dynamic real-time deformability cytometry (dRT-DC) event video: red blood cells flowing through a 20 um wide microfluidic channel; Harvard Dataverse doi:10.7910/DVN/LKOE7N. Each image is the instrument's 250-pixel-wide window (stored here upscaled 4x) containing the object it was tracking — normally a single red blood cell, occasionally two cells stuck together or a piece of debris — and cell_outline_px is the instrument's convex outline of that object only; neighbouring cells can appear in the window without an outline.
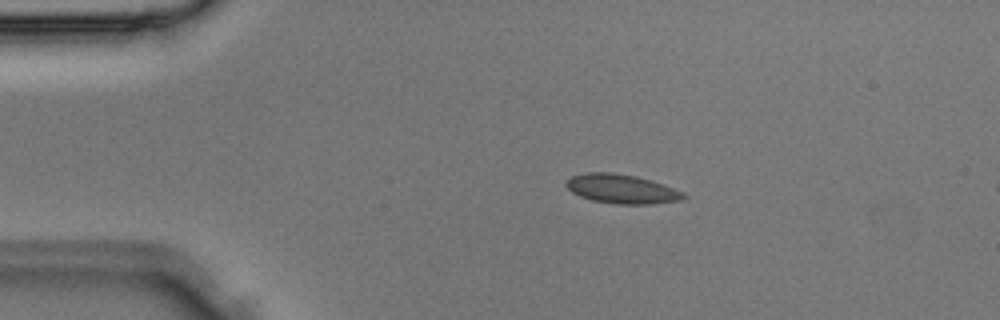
{"species": "Egyptian fruit bat (a non-hibernating species)", "species_latin": "Rousettus aegyptiacus", "temperature_condition": "room temperature", "stored_images_in_passage": 3, "camera_frame_rate_fps": 3000, "um_per_image_px": 0.085, "animal": {"sex": "male"}, "frame": {"image": 1, "passage_image": 2, "time_ms": 0.333, "image_size_px": [1000, 320], "cell_outline_px": [[688, 196], [684, 200], [652, 204], [616, 204], [592, 200], [580, 196], [572, 192], [564, 184], [572, 176], [584, 172], [612, 172], [636, 176], [652, 180], [664, 184], [684, 192]], "centroid_in_image_um": [52.89, 16.06], "position_along_channel_um": 32.1, "area_um2": 20.17}}